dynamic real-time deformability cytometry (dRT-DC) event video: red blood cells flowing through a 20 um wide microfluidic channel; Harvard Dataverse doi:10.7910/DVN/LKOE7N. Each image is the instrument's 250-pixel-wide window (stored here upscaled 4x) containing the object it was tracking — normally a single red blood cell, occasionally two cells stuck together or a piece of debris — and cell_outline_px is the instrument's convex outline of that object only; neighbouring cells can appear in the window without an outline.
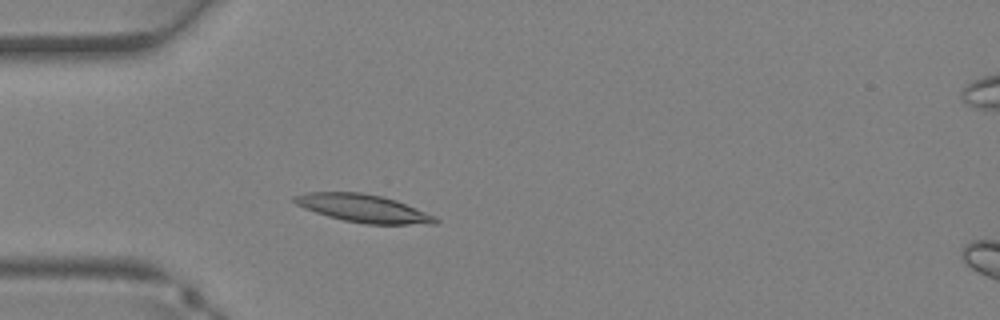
{"species": "Egyptian fruit bat (a non-hibernating species)", "species_latin": "Rousettus aegyptiacus", "temperature_condition": "warm", "stored_images_in_passage": 33, "camera_frame_rate_fps": 3000, "um_per_image_px": 0.085, "animal": {"sex": "female"}, "frame": {"image": 1, "passage_image": 7, "time_ms": 2.0, "image_size_px": [1000, 320], "cell_outline_px": [[440, 220], [436, 224], [364, 224], [344, 220], [328, 216], [304, 208], [296, 204], [292, 200], [292, 196], [304, 192], [360, 192], [380, 196], [396, 200], [436, 216]], "centroid_in_image_um": [30.87, 17.71], "position_along_channel_um": 54.1, "area_um2": 22.89}}
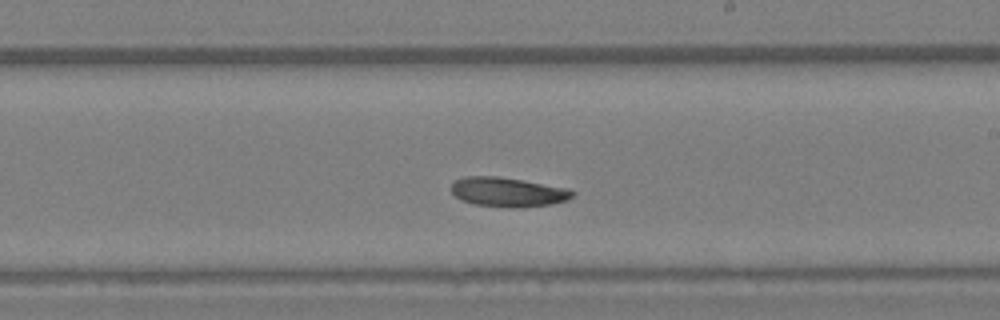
{"frame": {"image": 2, "passage_image": 18, "time_ms": 5.667, "image_size_px": [1000, 320], "cell_outline_px": [[576, 192], [568, 200], [552, 204], [516, 208], [512, 208], [476, 204], [460, 200], [452, 192], [452, 184], [456, 180], [464, 176], [496, 176], [568, 188]], "centroid_in_image_um": [43.18, 16.33], "position_along_channel_um": 245.8, "area_um2": 20.63}}
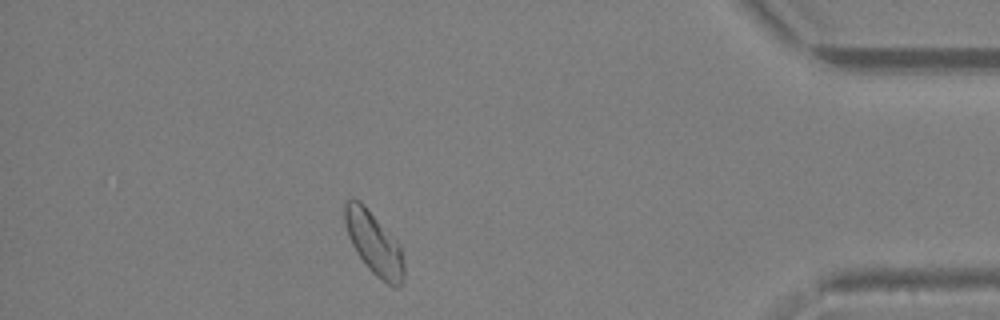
{"frame": {"image": 3, "passage_image": 29, "time_ms": 9.333, "image_size_px": [1000, 320], "cell_outline_px": [[404, 276], [400, 284], [396, 288], [392, 288], [380, 280], [368, 268], [356, 252], [348, 236], [344, 220], [344, 204], [348, 200], [360, 200], [364, 204], [400, 244], [404, 264]], "centroid_in_image_um": [31.8, 20.71], "position_along_channel_um": 403.4, "area_um2": 21.68}}